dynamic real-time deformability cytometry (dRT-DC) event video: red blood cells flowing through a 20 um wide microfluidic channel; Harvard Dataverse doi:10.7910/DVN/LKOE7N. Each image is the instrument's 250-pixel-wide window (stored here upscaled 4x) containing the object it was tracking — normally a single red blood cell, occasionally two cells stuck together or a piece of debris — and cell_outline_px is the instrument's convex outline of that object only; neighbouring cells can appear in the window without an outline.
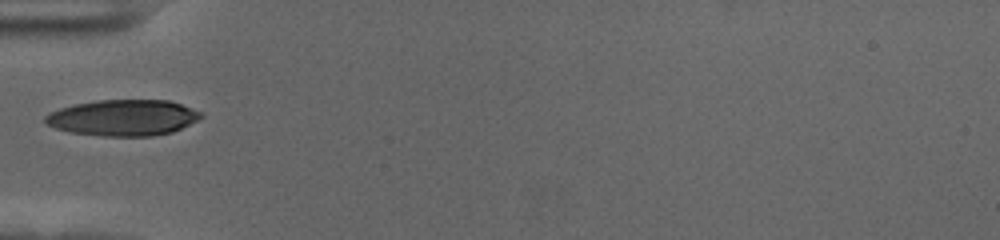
{"species": "human", "species_latin": "Homo sapiens", "temperature_condition": "cold", "stored_images_in_passage": 38, "camera_frame_rate_fps": 3000, "um_per_image_px": 0.085, "donor": {"sex": "female"}, "frame": {"image": 1, "passage_image": 1, "time_ms": 0.0, "image_size_px": [1000, 240], "cell_outline_px": [[204, 116], [172, 132], [152, 136], [104, 136], [68, 132], [56, 128], [48, 124], [44, 120], [44, 116], [48, 112], [60, 108], [76, 104], [96, 100], [168, 100], [204, 112]], "centroid_in_image_um": [10.46, 10.0], "position_along_channel_um": 74.5, "area_um2": 32.71}}
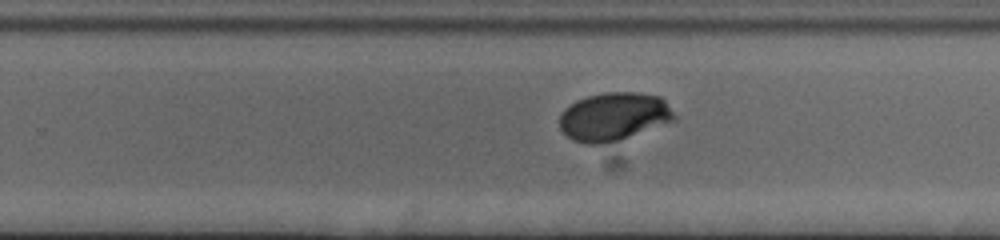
{"frame": {"image": 2, "passage_image": 18, "time_ms": 5.667, "image_size_px": [1000, 240], "cell_outline_px": [[676, 120], [616, 140], [596, 144], [588, 144], [572, 140], [560, 128], [560, 116], [564, 108], [576, 100], [588, 96], [608, 92], [640, 92], [660, 96], [664, 100], [676, 116]], "centroid_in_image_um": [52.16, 9.88], "position_along_channel_um": 277.6, "area_um2": 31.85}}
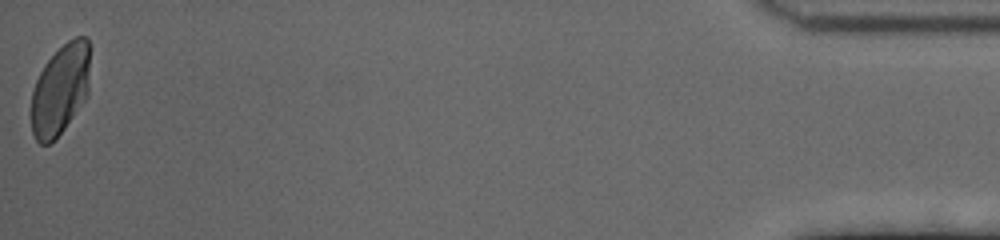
{"frame": {"image": 3, "passage_image": 38, "time_ms": 12.333, "image_size_px": [1000, 240], "cell_outline_px": [[88, 96], [56, 140], [48, 144], [40, 144], [36, 140], [32, 132], [32, 92], [36, 80], [44, 64], [68, 40], [76, 36], [88, 36]], "centroid_in_image_um": [5.12, 7.64], "position_along_channel_um": 430.1, "area_um2": 30.87}, "authors_computed_cell_mechanics": {"area_um2": 31.8478, "velocity_mm_per_s": 3.5879, "shape_relaxation_time_tau1_ms": 3.2557, "shape_relaxation_time_tau2_ms": null, "deformation_change_tau1": 0.1562, "deformation_change_tau2": null}}